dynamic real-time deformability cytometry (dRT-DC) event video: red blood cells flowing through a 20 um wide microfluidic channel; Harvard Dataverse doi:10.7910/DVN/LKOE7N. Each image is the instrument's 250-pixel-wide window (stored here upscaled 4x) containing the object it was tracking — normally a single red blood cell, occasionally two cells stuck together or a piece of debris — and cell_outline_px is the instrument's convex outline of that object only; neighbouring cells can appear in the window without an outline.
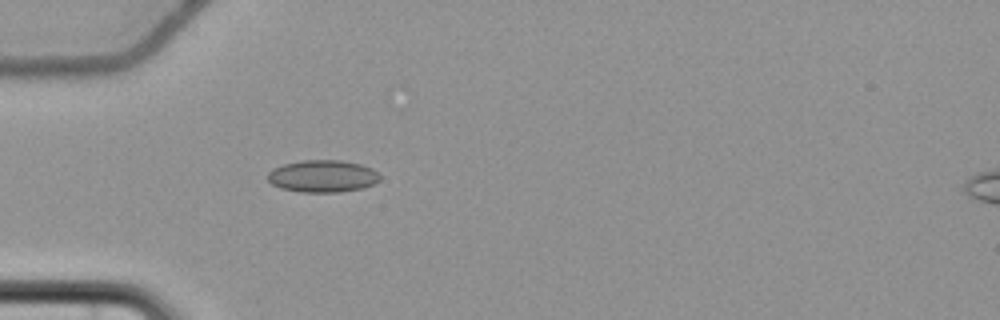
{"species": "common noctule bat (a hibernating species)", "species_latin": "Nyctalus noctula", "temperature_condition": "cold", "stored_images_in_passage": 3, "camera_frame_rate_fps": 3000, "um_per_image_px": 0.085, "animal": {"sex": "female", "body_mass_g": 22.7, "forearm_length_mm": 54.2}, "frame": {"image": 1, "passage_image": 3, "time_ms": 2.667, "image_size_px": [1000, 320], "cell_outline_px": [[380, 180], [364, 188], [340, 192], [300, 192], [280, 188], [272, 184], [268, 180], [268, 172], [272, 168], [284, 164], [304, 160], [340, 160], [360, 164], [372, 168], [380, 176]], "centroid_in_image_um": [27.42, 14.98], "position_along_channel_um": 57.6, "area_um2": 21.1}}